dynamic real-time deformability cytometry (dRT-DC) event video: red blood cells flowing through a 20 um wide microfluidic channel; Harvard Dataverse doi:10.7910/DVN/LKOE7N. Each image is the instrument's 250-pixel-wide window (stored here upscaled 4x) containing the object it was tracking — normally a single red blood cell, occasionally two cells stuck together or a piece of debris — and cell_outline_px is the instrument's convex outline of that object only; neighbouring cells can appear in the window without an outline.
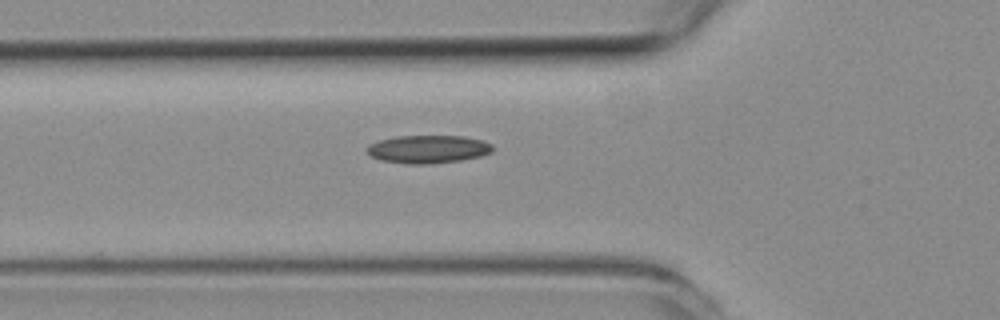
{"species": "common noctule bat (a hibernating species)", "species_latin": "Nyctalus noctula", "temperature_condition": "room temperature", "stored_images_in_passage": 33, "camera_frame_rate_fps": 3000, "um_per_image_px": 0.085, "animal": {"sex": "female", "body_mass_g": 19.3, "forearm_length_mm": 54.1}, "frame": {"image": 1, "passage_image": 2, "time_ms": 0.333, "image_size_px": [1000, 320], "cell_outline_px": [[492, 152], [480, 156], [460, 160], [428, 164], [408, 164], [380, 160], [372, 156], [364, 148], [368, 144], [380, 140], [396, 136], [464, 136], [484, 140], [492, 144]], "centroid_in_image_um": [36.38, 12.67], "position_along_channel_um": 89.4, "area_um2": 20.58}}
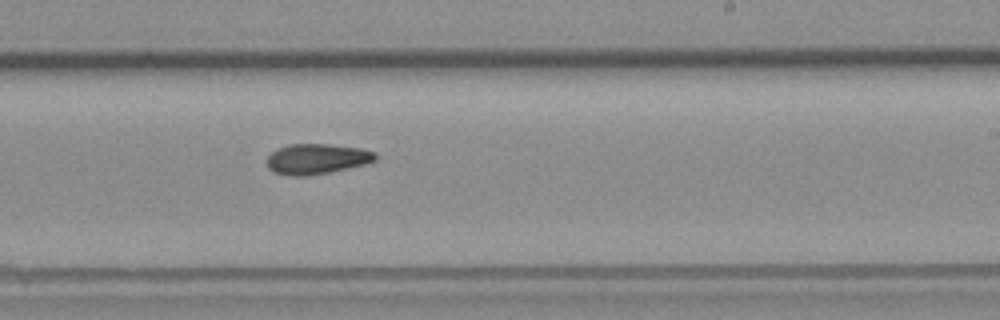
{"frame": {"image": 2, "passage_image": 15, "time_ms": 4.667, "image_size_px": [1000, 320], "cell_outline_px": [[376, 160], [364, 164], [348, 168], [308, 176], [292, 176], [272, 172], [268, 168], [268, 156], [272, 152], [280, 148], [292, 144], [328, 144], [360, 148], [376, 152]], "centroid_in_image_um": [26.93, 13.51], "position_along_channel_um": 262.1, "area_um2": 19.02}}
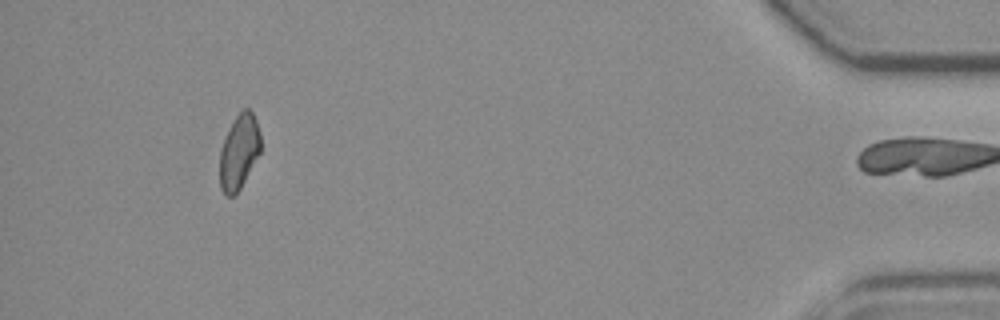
{"frame": {"image": 3, "passage_image": 32, "time_ms": 10.333, "image_size_px": [1000, 320], "cell_outline_px": [[260, 152], [240, 188], [232, 196], [224, 196], [220, 188], [220, 148], [236, 116], [244, 108], [248, 108], [252, 112], [256, 120], [260, 132]], "centroid_in_image_um": [20.31, 12.92], "position_along_channel_um": 414.9, "area_um2": 17.51}}